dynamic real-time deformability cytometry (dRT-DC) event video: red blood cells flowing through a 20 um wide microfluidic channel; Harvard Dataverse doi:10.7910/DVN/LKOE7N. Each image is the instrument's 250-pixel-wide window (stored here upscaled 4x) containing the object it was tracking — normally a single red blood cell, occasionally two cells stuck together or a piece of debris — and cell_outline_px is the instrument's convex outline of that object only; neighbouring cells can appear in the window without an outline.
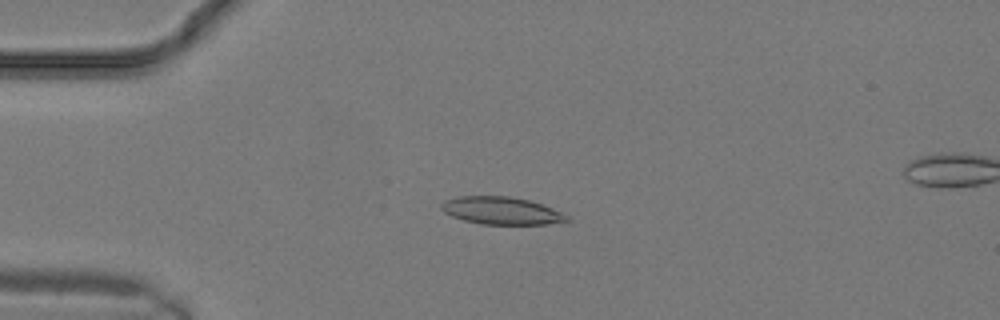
{"species": "common noctule bat (a hibernating species)", "species_latin": "Nyctalus noctula", "temperature_condition": "warm", "stored_images_in_passage": 9, "camera_frame_rate_fps": 3000, "um_per_image_px": 0.085, "animal": {"sex": "male", "body_mass_g": 19.2, "forearm_length_mm": 51.8}, "frame": {"image": 1, "passage_image": 6, "time_ms": 1.667, "image_size_px": [1000, 320], "cell_outline_px": [[568, 220], [548, 224], [480, 224], [464, 220], [452, 216], [444, 212], [440, 208], [440, 204], [444, 200], [456, 196], [508, 196], [528, 200], [552, 208], [568, 216]], "centroid_in_image_um": [42.55, 17.9], "position_along_channel_um": 42.5, "area_um2": 20.0}}
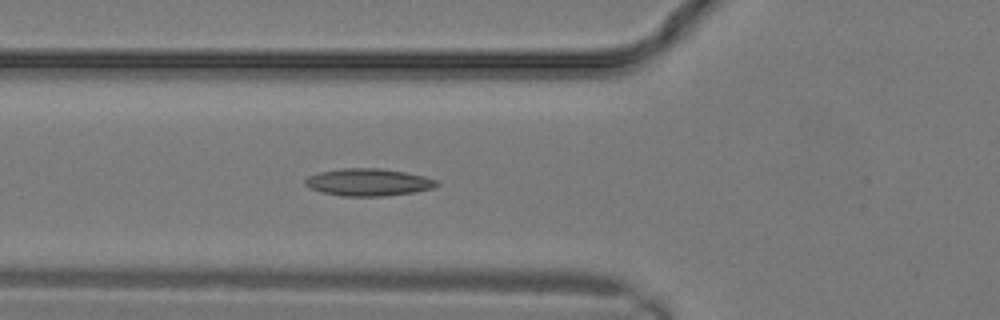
{"frame": {"image": 2, "passage_image": 9, "time_ms": 2.667, "image_size_px": [1000, 320], "cell_outline_px": [[440, 184], [432, 188], [416, 192], [384, 196], [340, 196], [320, 192], [304, 184], [304, 180], [308, 176], [320, 172], [340, 168], [380, 168], [404, 172], [424, 176], [436, 180]], "centroid_in_image_um": [31.3, 15.49], "position_along_channel_um": 94.5, "area_um2": 20.98}}